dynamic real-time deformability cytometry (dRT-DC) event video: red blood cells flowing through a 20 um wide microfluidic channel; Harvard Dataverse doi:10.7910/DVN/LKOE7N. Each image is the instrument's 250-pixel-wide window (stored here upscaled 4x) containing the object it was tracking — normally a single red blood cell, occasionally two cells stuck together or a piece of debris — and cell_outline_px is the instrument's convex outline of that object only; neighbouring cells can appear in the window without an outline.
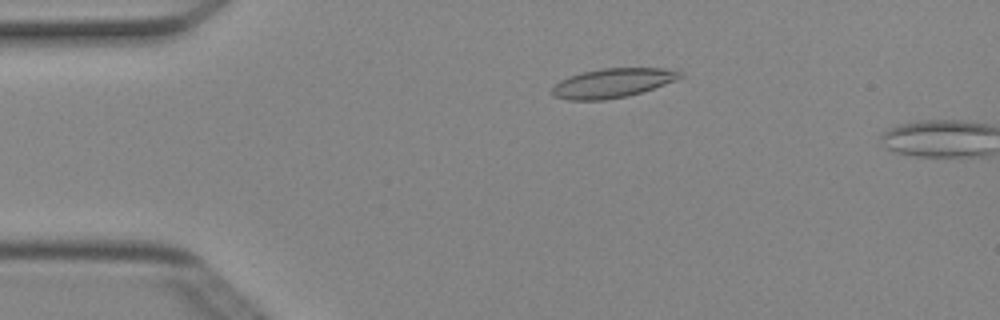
{"species": "Egyptian fruit bat (a non-hibernating species)", "species_latin": "Rousettus aegyptiacus", "temperature_condition": "cold", "stored_images_in_passage": 3, "camera_frame_rate_fps": 3000, "um_per_image_px": 0.085, "animal": {"sex": "female"}, "frame": {"image": 1, "passage_image": 2, "time_ms": 0.333, "image_size_px": [1000, 320], "cell_outline_px": [[684, 76], [676, 80], [628, 96], [604, 100], [568, 100], [552, 96], [552, 88], [560, 80], [584, 72], [600, 68], [664, 68], [680, 72]], "centroid_in_image_um": [52.05, 7.06], "position_along_channel_um": 33.0, "area_um2": 21.56}}